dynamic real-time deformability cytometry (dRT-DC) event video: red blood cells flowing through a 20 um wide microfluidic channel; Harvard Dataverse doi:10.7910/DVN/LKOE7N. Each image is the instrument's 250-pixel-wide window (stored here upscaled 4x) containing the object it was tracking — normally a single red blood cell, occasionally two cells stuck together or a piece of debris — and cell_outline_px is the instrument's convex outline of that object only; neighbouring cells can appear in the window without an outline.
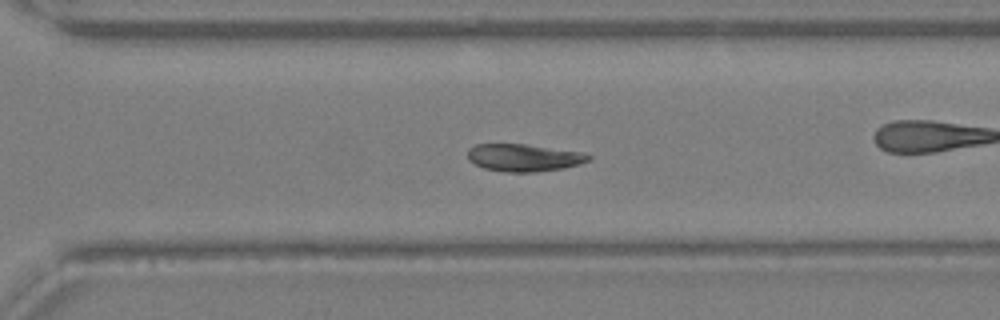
{"species": "Egyptian fruit bat (a non-hibernating species)", "species_latin": "Rousettus aegyptiacus", "temperature_condition": "warm", "stored_images_in_passage": 29, "camera_frame_rate_fps": 3000, "um_per_image_px": 0.085, "animal": {"sex": "female"}, "frame": {"image": 1, "passage_image": 20, "time_ms": 6.333, "image_size_px": [1000, 320], "cell_outline_px": [[592, 156], [588, 160], [580, 164], [564, 168], [536, 172], [504, 172], [484, 168], [468, 160], [468, 148], [476, 144], [524, 144], [584, 152]], "centroid_in_image_um": [44.53, 13.4], "position_along_channel_um": 326.1, "area_um2": 19.36}}